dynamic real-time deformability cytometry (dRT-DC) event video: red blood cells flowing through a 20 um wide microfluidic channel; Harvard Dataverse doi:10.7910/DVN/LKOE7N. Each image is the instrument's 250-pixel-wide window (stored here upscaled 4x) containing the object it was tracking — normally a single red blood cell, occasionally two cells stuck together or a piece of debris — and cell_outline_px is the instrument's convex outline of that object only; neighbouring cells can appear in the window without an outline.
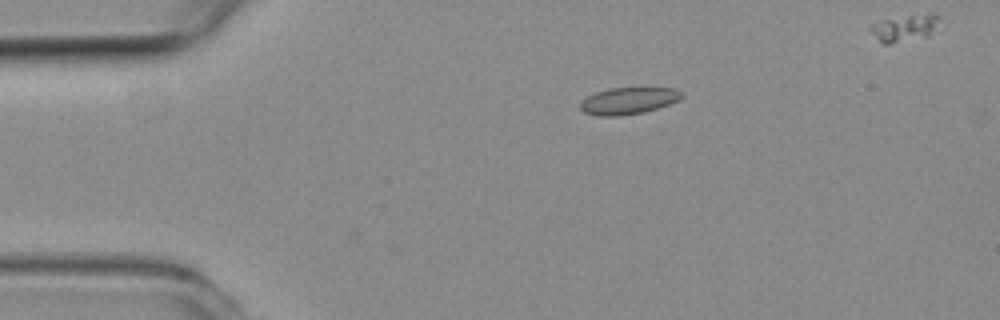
{"species": "common noctule bat (a hibernating species)", "species_latin": "Nyctalus noctula", "temperature_condition": "room temperature", "stored_images_in_passage": 8, "camera_frame_rate_fps": 3000, "um_per_image_px": 0.085, "animal": {"sex": "female", "body_mass_g": 19.3, "forearm_length_mm": 54.1}, "frame": {"image": 1, "passage_image": 1, "time_ms": 0.0, "image_size_px": [1000, 320], "cell_outline_px": [[684, 96], [668, 104], [644, 112], [620, 116], [600, 116], [584, 112], [580, 108], [580, 104], [588, 96], [596, 92], [612, 88], [676, 88], [684, 92]], "centroid_in_image_um": [53.44, 8.56], "position_along_channel_um": 31.6, "area_um2": 15.66}}
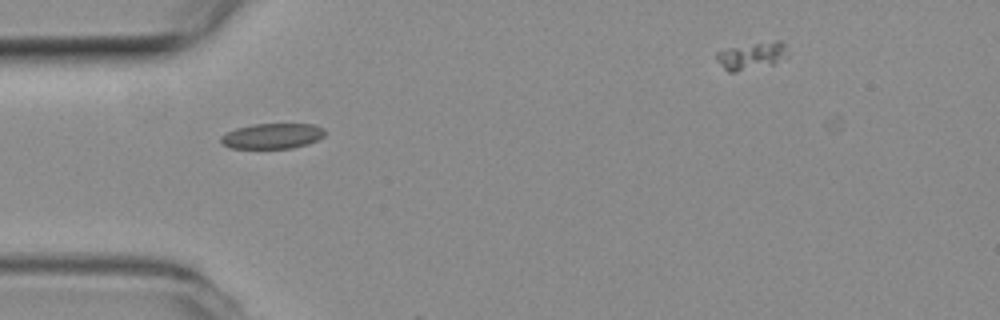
{"frame": {"image": 2, "passage_image": 7, "time_ms": 2.0, "image_size_px": [1000, 320], "cell_outline_px": [[324, 136], [308, 144], [292, 148], [232, 148], [224, 144], [220, 140], [220, 136], [236, 128], [256, 124], [312, 124], [324, 128]], "centroid_in_image_um": [23.16, 11.56], "position_along_channel_um": 61.8, "area_um2": 15.2}}